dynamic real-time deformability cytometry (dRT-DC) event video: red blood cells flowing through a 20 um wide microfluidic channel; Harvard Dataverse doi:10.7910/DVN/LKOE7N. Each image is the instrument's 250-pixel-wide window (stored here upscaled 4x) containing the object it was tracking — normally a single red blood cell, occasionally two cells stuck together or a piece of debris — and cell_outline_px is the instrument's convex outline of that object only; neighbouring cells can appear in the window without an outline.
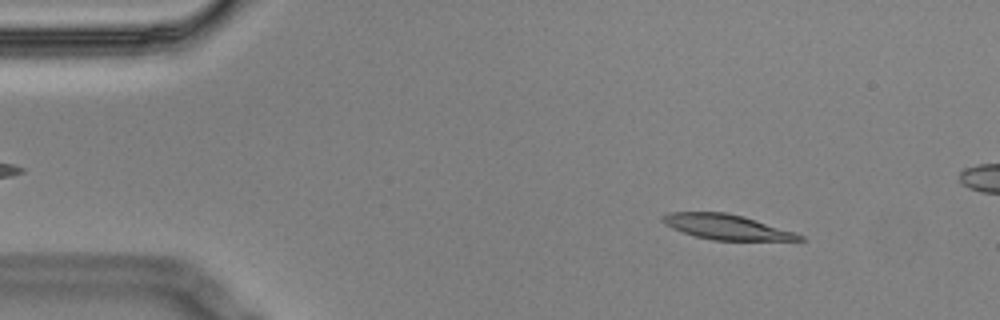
{"species": "Egyptian fruit bat (a non-hibernating species)", "species_latin": "Rousettus aegyptiacus", "temperature_condition": "cold", "stored_images_in_passage": 5, "camera_frame_rate_fps": 3000, "um_per_image_px": 0.085, "animal": {"sex": "male"}, "frame": {"image": 1, "passage_image": 2, "time_ms": 0.333, "image_size_px": [1000, 320], "cell_outline_px": [[804, 240], [712, 240], [696, 236], [672, 228], [664, 224], [660, 220], [660, 216], [668, 212], [728, 212], [744, 216], [796, 232], [804, 236]], "centroid_in_image_um": [61.74, 19.28], "position_along_channel_um": 23.3, "area_um2": 20.06}}